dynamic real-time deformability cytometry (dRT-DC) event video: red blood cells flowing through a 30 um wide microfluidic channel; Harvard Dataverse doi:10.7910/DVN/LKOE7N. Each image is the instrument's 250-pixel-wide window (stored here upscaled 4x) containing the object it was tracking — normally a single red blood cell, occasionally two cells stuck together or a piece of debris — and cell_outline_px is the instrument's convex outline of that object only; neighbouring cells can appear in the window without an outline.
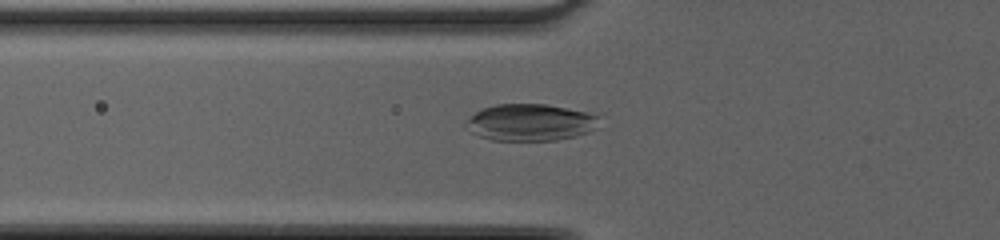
{"species": "common noctule bat (a hibernating species)", "species_latin": "Nyctalus noctula", "temperature_condition": "cold", "stored_images_in_passage": 49, "camera_frame_rate_fps": 3000, "um_per_image_px": 0.085, "animal": {"sex": "female", "body_mass_g": 20.0, "forearm_length_mm": 54.0}, "frame": {"image": 1, "passage_image": 19, "time_ms": 6.0, "image_size_px": [1000, 240], "cell_outline_px": [[596, 128], [588, 132], [576, 136], [556, 140], [492, 140], [480, 136], [464, 128], [464, 120], [476, 112], [484, 108], [496, 104], [544, 104], [588, 112], [596, 116]], "centroid_in_image_um": [45.0, 10.41], "position_along_channel_um": 80.8, "area_um2": 28.44}}
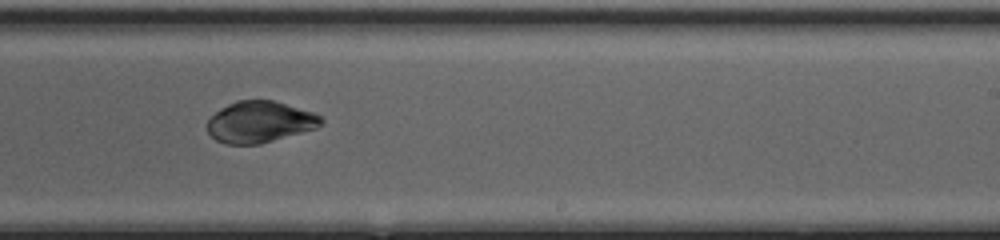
{"frame": {"image": 2, "passage_image": 32, "time_ms": 10.333, "image_size_px": [1000, 240], "cell_outline_px": [[324, 124], [316, 128], [260, 144], [224, 144], [216, 140], [208, 132], [208, 120], [220, 108], [236, 100], [272, 100], [312, 112], [320, 116], [324, 120]], "centroid_in_image_um": [22.08, 10.37], "position_along_channel_um": 266.9, "area_um2": 27.28}}
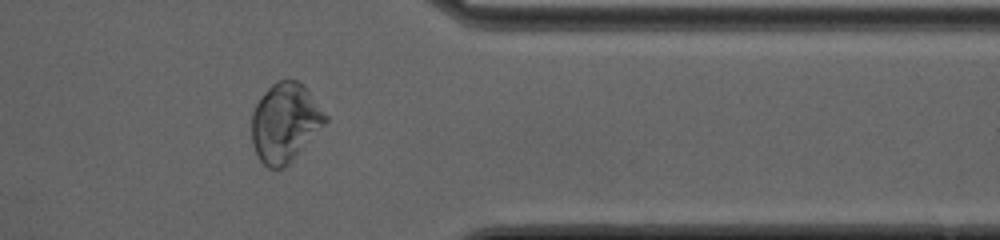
{"frame": {"image": 3, "passage_image": 41, "time_ms": 13.333, "image_size_px": [1000, 240], "cell_outline_px": [[328, 120], [292, 160], [284, 168], [268, 168], [260, 160], [256, 152], [252, 140], [252, 112], [256, 104], [264, 92], [276, 80], [296, 80], [304, 84], [328, 116]], "centroid_in_image_um": [24.23, 10.39], "position_along_channel_um": 387.2, "area_um2": 33.64}}